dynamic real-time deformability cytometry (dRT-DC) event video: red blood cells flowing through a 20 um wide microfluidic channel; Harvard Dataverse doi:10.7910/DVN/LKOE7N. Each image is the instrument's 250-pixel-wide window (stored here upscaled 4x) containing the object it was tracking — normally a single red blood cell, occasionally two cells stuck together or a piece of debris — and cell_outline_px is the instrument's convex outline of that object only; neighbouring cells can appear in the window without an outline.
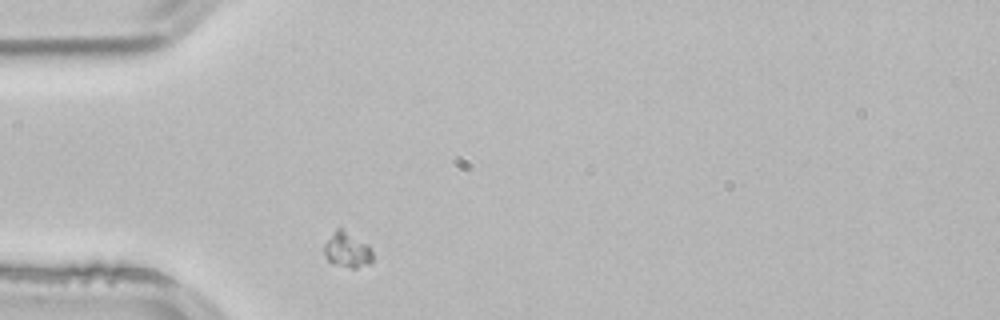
{"species": "common noctule bat (a hibernating species)", "species_latin": "Nyctalus noctula", "temperature_condition": "room temperature", "stored_images_in_passage": 1, "camera_frame_rate_fps": 3000, "um_per_image_px": 0.085, "animal": {"sex": "male", "body_mass_g": 21.5, "forearm_length_mm": 52.0}, "frame": {"image": 1, "passage_image": 1, "time_ms": 0.0, "image_size_px": [1000, 320], "cell_outline_px": [[372, 260], [368, 264], [356, 268], [352, 268], [332, 264], [324, 256], [324, 244], [336, 228], [340, 224], [368, 244], [372, 248]], "centroid_in_image_um": [29.5, 21.19], "position_along_channel_um": 55.5, "area_um2": 10.4}}